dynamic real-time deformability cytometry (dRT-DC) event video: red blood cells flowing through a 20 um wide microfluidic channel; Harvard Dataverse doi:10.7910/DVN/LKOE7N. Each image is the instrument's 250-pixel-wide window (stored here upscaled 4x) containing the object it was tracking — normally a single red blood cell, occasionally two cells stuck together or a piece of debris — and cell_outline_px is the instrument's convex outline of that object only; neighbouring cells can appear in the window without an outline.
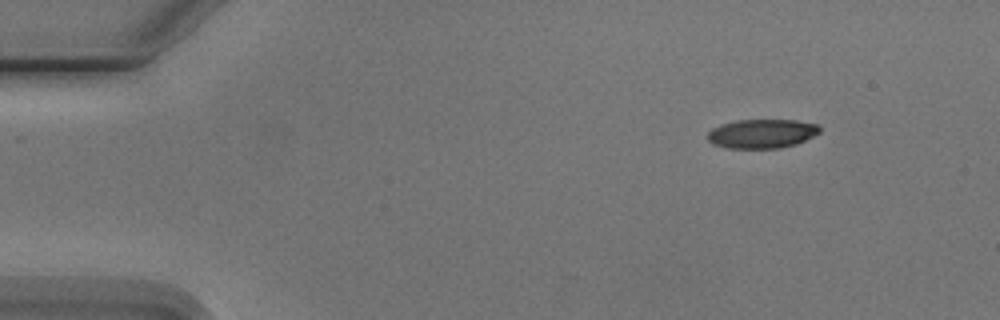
{"species": "Egyptian fruit bat (a non-hibernating species)", "species_latin": "Rousettus aegyptiacus", "temperature_condition": "cold", "stored_images_in_passage": 13, "camera_frame_rate_fps": 3000, "um_per_image_px": 0.085, "animal": {"sex": "male"}, "frame": {"image": 1, "passage_image": 1, "time_ms": 0.0, "image_size_px": [1000, 320], "cell_outline_px": [[820, 132], [796, 144], [780, 148], [728, 148], [712, 144], [708, 140], [708, 132], [712, 128], [720, 124], [736, 120], [796, 120], [816, 124], [820, 128]], "centroid_in_image_um": [64.73, 11.36], "position_along_channel_um": 20.3, "area_um2": 18.96}}